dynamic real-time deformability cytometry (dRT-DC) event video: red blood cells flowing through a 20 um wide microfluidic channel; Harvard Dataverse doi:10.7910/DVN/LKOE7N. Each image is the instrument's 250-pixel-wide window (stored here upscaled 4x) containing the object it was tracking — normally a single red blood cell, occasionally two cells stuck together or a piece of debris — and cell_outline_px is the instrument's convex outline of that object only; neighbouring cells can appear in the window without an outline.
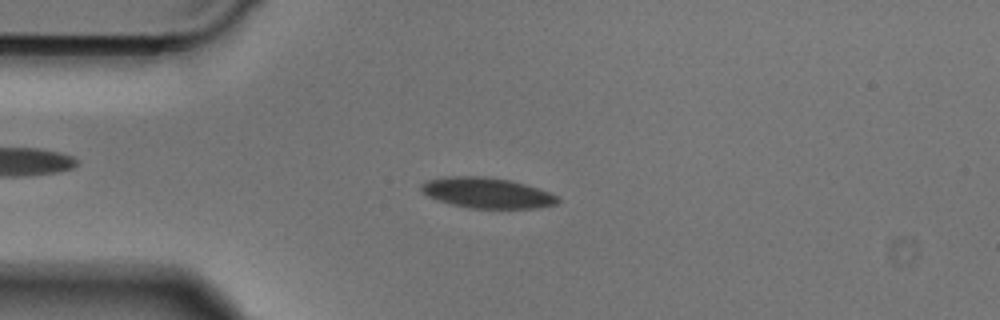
{"species": "Egyptian fruit bat (a non-hibernating species)", "species_latin": "Rousettus aegyptiacus", "temperature_condition": "cold", "stored_images_in_passage": 36, "camera_frame_rate_fps": 3000, "um_per_image_px": 0.085, "animal": {"sex": "male"}, "frame": {"image": 1, "passage_image": 11, "time_ms": 3.333, "image_size_px": [1000, 320], "cell_outline_px": [[560, 200], [556, 204], [540, 208], [468, 208], [436, 200], [428, 196], [420, 188], [420, 184], [428, 180], [444, 176], [484, 176], [512, 180], [548, 192], [556, 196]], "centroid_in_image_um": [41.37, 16.39], "position_along_channel_um": 43.6, "area_um2": 24.28}}
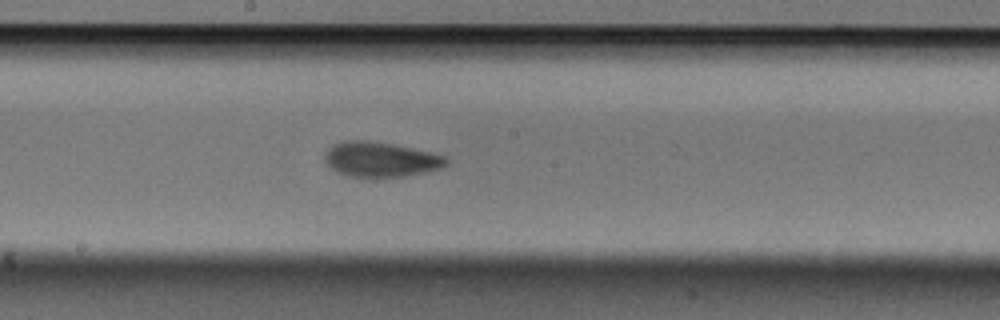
{"frame": {"image": 2, "passage_image": 25, "time_ms": 8.0, "image_size_px": [1000, 320], "cell_outline_px": [[452, 160], [444, 168], [428, 172], [408, 176], [384, 180], [368, 180], [344, 176], [336, 172], [324, 160], [324, 156], [328, 148], [332, 144], [344, 140], [368, 140], [392, 144], [432, 152], [448, 156]], "centroid_in_image_um": [32.4, 13.61], "position_along_channel_um": 215.8, "area_um2": 26.3}}
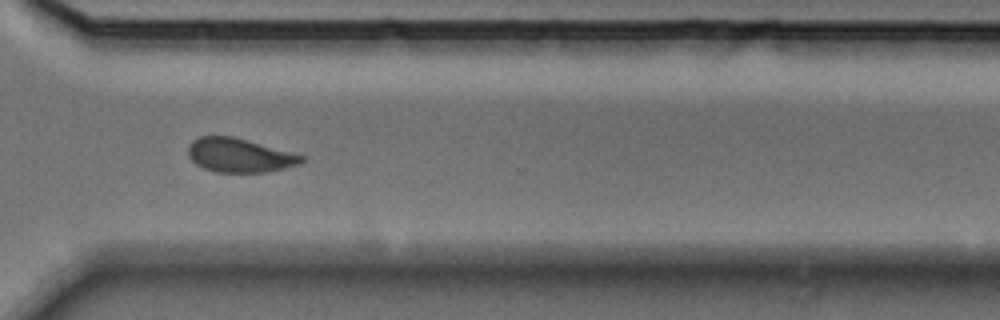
{"frame": {"image": 3, "passage_image": 35, "time_ms": 11.333, "image_size_px": [1000, 320], "cell_outline_px": [[304, 160], [300, 164], [268, 172], [216, 172], [204, 168], [196, 164], [188, 156], [188, 148], [192, 140], [200, 136], [232, 136], [292, 152], [304, 156]], "centroid_in_image_um": [20.35, 13.2], "position_along_channel_um": 350.3, "area_um2": 22.37}}